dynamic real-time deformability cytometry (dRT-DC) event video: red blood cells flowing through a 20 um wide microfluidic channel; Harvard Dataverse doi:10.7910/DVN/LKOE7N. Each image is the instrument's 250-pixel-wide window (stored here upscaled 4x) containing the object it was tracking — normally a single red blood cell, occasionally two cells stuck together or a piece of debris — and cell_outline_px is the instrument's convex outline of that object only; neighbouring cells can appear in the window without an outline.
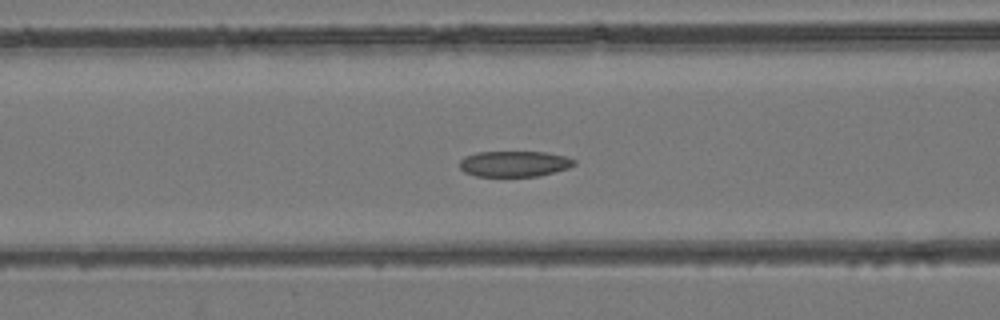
{"species": "common noctule bat (a hibernating species)", "species_latin": "Nyctalus noctula", "temperature_condition": "room temperature", "stored_images_in_passage": 48, "camera_frame_rate_fps": 3000, "um_per_image_px": 0.085, "animal": {"sex": "female", "body_mass_g": 24.6, "forearm_length_mm": 56.2}, "frame": {"image": 1, "passage_image": 19, "time_ms": 6.0, "image_size_px": [1000, 320], "cell_outline_px": [[576, 164], [568, 168], [540, 176], [476, 176], [464, 172], [460, 168], [460, 160], [464, 156], [476, 152], [544, 152], [564, 156], [576, 160]], "centroid_in_image_um": [43.7, 13.92], "position_along_channel_um": 122.9, "area_um2": 17.22}}
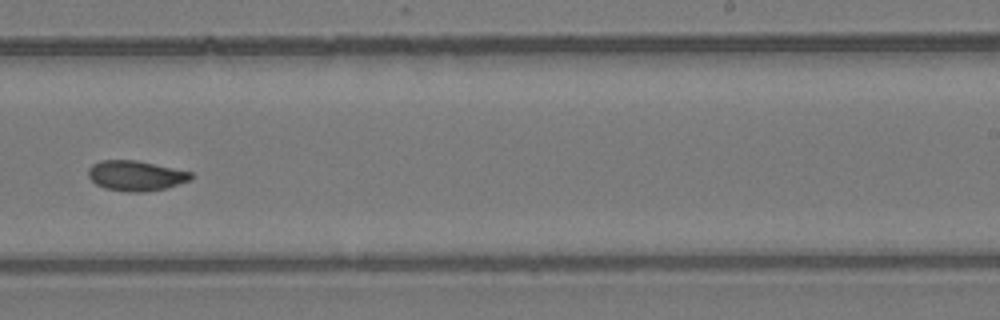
{"frame": {"image": 2, "passage_image": 30, "time_ms": 9.667, "image_size_px": [1000, 320], "cell_outline_px": [[192, 176], [188, 180], [168, 188], [144, 192], [128, 192], [104, 188], [96, 184], [88, 176], [88, 168], [92, 164], [100, 160], [136, 160], [192, 172]], "centroid_in_image_um": [11.51, 14.93], "position_along_channel_um": 277.5, "area_um2": 18.03}}
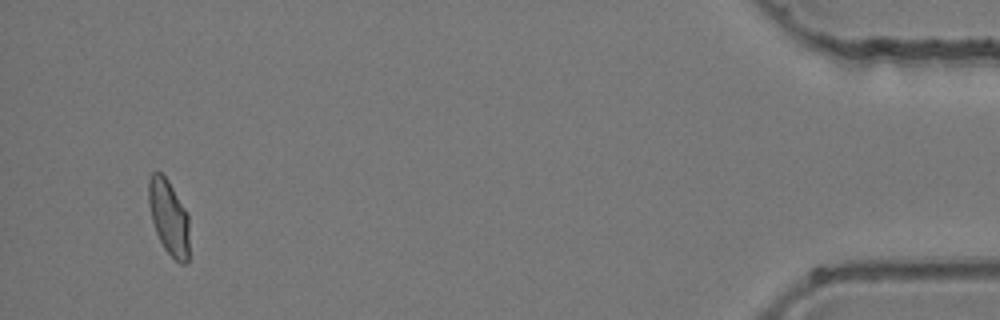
{"frame": {"image": 3, "passage_image": 46, "time_ms": 15.0, "image_size_px": [1000, 320], "cell_outline_px": [[188, 260], [184, 264], [180, 264], [164, 248], [156, 232], [152, 220], [148, 204], [148, 180], [152, 172], [160, 172], [168, 180], [184, 208], [188, 216]], "centroid_in_image_um": [14.33, 18.45], "position_along_channel_um": 420.9, "area_um2": 17.57}}